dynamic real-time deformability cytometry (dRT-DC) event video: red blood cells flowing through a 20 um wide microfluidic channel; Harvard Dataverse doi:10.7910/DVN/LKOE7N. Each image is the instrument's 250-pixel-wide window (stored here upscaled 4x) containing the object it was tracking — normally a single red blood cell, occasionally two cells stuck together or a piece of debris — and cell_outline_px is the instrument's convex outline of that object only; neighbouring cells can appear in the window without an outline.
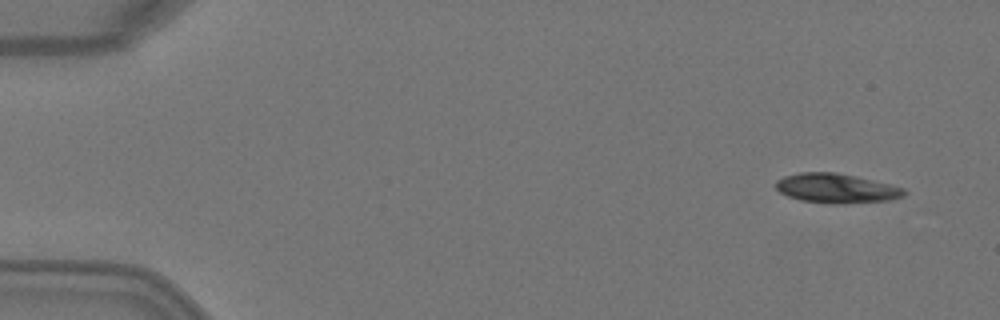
{"species": "Egyptian fruit bat (a non-hibernating species)", "species_latin": "Rousettus aegyptiacus", "temperature_condition": "warm", "stored_images_in_passage": 4, "camera_frame_rate_fps": 3000, "um_per_image_px": 0.085, "animal": {"sex": "female"}, "frame": {"image": 1, "passage_image": 1, "time_ms": 0.0, "image_size_px": [1000, 320], "cell_outline_px": [[908, 192], [904, 196], [892, 200], [844, 204], [832, 204], [800, 200], [788, 196], [780, 192], [776, 188], [776, 180], [784, 176], [800, 172], [836, 172], [856, 176], [904, 188]], "centroid_in_image_um": [71.1, 16.01], "position_along_channel_um": 13.9, "area_um2": 22.2}}
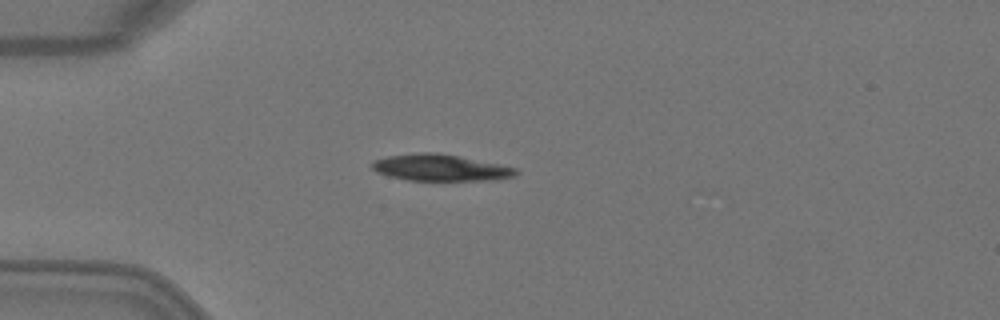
{"frame": {"image": 2, "passage_image": 3, "time_ms": 0.667, "image_size_px": [1000, 320], "cell_outline_px": [[520, 172], [516, 176], [496, 180], [408, 180], [388, 176], [376, 172], [372, 168], [372, 160], [388, 156], [416, 152], [436, 152], [460, 156], [500, 164], [516, 168]], "centroid_in_image_um": [37.45, 14.25], "position_along_channel_um": 47.6, "area_um2": 22.48}}